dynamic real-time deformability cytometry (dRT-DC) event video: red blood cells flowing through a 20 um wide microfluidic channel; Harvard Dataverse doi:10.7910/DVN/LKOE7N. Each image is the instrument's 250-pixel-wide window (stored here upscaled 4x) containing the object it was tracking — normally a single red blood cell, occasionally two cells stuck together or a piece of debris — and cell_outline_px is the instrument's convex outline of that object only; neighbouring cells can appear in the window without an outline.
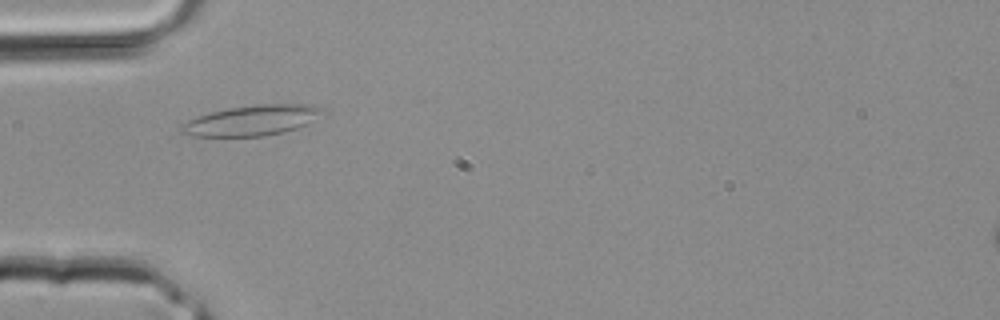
{"species": "common noctule bat (a hibernating species)", "species_latin": "Nyctalus noctula", "temperature_condition": "room temperature", "stored_images_in_passage": 2, "camera_frame_rate_fps": 3000, "um_per_image_px": 0.085, "animal": {"sex": "male", "body_mass_g": 20.4}, "frame": {"image": 1, "passage_image": 1, "time_ms": 0.0, "image_size_px": [1000, 320], "cell_outline_px": [[328, 112], [308, 124], [284, 132], [264, 136], [192, 136], [180, 132], [176, 128], [180, 124], [188, 120], [212, 112], [228, 108], [256, 104], [304, 104], [320, 108]], "centroid_in_image_um": [21.41, 10.24], "position_along_channel_um": 63.6, "area_um2": 25.09}}
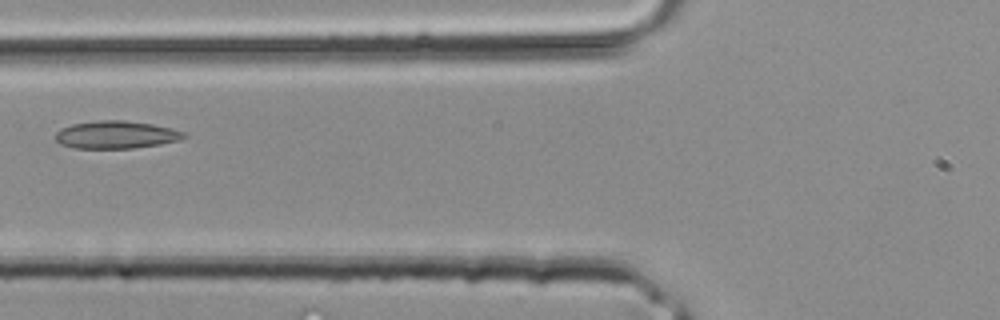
{"frame": {"image": 2, "passage_image": 2, "time_ms": 0.333, "image_size_px": [1000, 320], "cell_outline_px": [[188, 136], [180, 140], [160, 144], [132, 148], [76, 148], [60, 144], [56, 140], [56, 132], [60, 128], [72, 124], [96, 120], [124, 120], [152, 124], [172, 128], [184, 132]], "centroid_in_image_um": [9.87, 11.44], "position_along_channel_um": 115.9, "area_um2": 20.75}}